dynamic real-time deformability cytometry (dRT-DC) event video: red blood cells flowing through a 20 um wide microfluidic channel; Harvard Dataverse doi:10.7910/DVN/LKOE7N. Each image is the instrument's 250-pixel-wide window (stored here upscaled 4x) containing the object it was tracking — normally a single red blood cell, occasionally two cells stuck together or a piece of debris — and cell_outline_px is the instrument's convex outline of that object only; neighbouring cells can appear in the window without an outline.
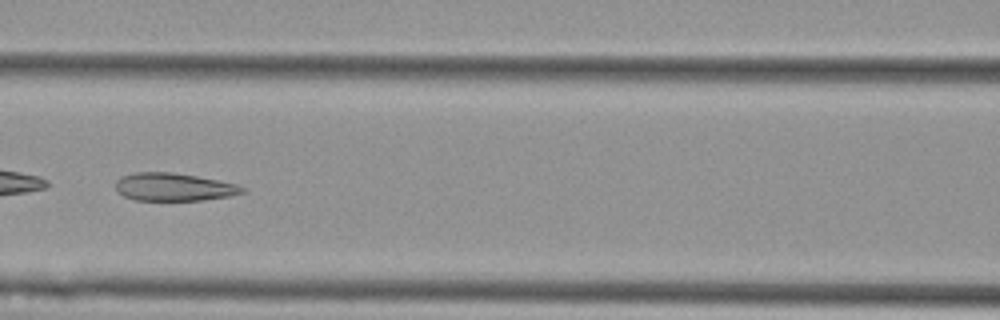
{"species": "Egyptian fruit bat (a non-hibernating species)", "species_latin": "Rousettus aegyptiacus", "temperature_condition": "cold", "stored_images_in_passage": 7, "camera_frame_rate_fps": 3000, "um_per_image_px": 0.085, "animal": {"sex": "female"}, "frame": {"image": 1, "passage_image": 7, "time_ms": 2.0, "image_size_px": [1000, 320], "cell_outline_px": [[244, 192], [228, 196], [204, 200], [132, 200], [116, 192], [116, 180], [120, 176], [136, 172], [172, 172], [196, 176], [236, 184], [244, 188]], "centroid_in_image_um": [14.7, 15.89], "position_along_channel_um": 151.9, "area_um2": 20.52}}